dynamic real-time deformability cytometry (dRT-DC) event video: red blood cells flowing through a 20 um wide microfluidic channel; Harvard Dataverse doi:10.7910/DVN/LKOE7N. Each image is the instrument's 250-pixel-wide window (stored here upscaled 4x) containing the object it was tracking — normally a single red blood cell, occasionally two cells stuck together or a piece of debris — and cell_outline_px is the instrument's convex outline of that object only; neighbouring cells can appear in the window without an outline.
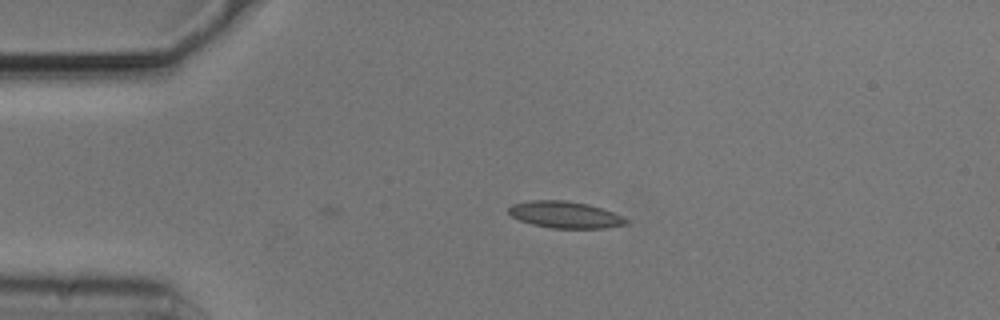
{"species": "common noctule bat (a hibernating species)", "species_latin": "Nyctalus noctula", "temperature_condition": "cold", "stored_images_in_passage": 9, "camera_frame_rate_fps": 3000, "um_per_image_px": 0.085, "animal": {"sex": "male", "body_mass_g": 20.5, "forearm_length_mm": 52.5}, "frame": {"image": 1, "passage_image": 9, "time_ms": 2.667, "image_size_px": [1000, 320], "cell_outline_px": [[628, 224], [604, 228], [552, 228], [532, 224], [520, 220], [512, 216], [508, 212], [508, 208], [512, 204], [532, 200], [568, 200], [588, 204], [612, 212], [628, 220]], "centroid_in_image_um": [48.01, 18.24], "position_along_channel_um": 37.0, "area_um2": 18.15}}